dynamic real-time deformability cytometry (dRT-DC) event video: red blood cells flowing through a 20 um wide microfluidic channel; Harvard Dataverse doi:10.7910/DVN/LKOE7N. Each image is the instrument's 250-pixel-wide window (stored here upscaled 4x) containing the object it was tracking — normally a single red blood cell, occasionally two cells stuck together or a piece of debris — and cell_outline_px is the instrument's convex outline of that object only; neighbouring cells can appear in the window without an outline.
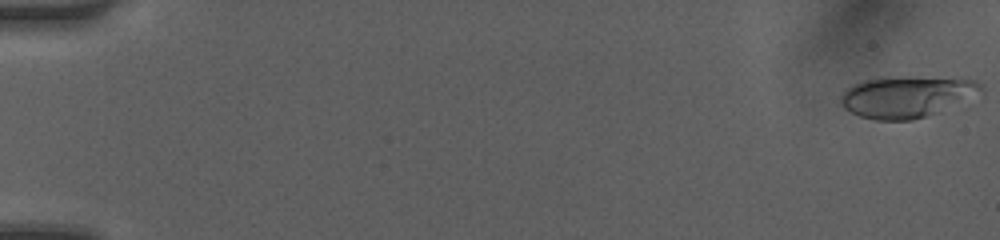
{"species": "human", "species_latin": "Homo sapiens", "temperature_condition": "room temperature", "stored_images_in_passage": 49, "camera_frame_rate_fps": 3000, "um_per_image_px": 0.085, "donor": {"sex": "female"}, "frame": {"image": 1, "passage_image": 1, "time_ms": 0.0, "image_size_px": [1000, 240], "cell_outline_px": [[984, 96], [944, 112], [912, 120], [876, 120], [860, 116], [844, 108], [840, 104], [840, 96], [852, 84], [864, 80], [908, 76], [964, 76], [976, 80], [984, 84]], "centroid_in_image_um": [77.32, 8.2], "position_along_channel_um": 7.7, "area_um2": 35.78}}
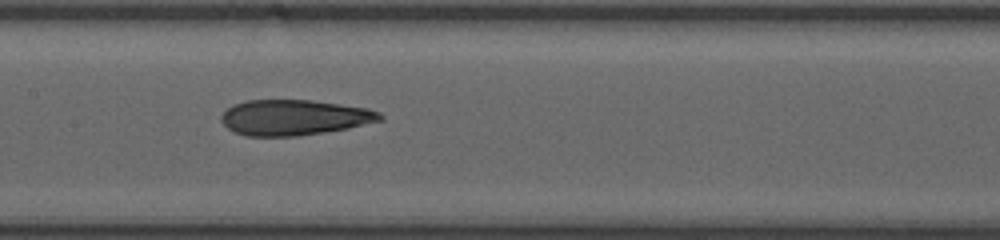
{"frame": {"image": 2, "passage_image": 26, "time_ms": 8.333, "image_size_px": [1000, 240], "cell_outline_px": [[384, 120], [348, 128], [324, 132], [296, 136], [248, 136], [236, 132], [228, 128], [220, 120], [220, 116], [232, 104], [248, 100], [312, 100], [368, 108], [380, 112], [384, 116]], "centroid_in_image_um": [25.03, 9.98], "position_along_channel_um": 182.4, "area_um2": 32.89}}
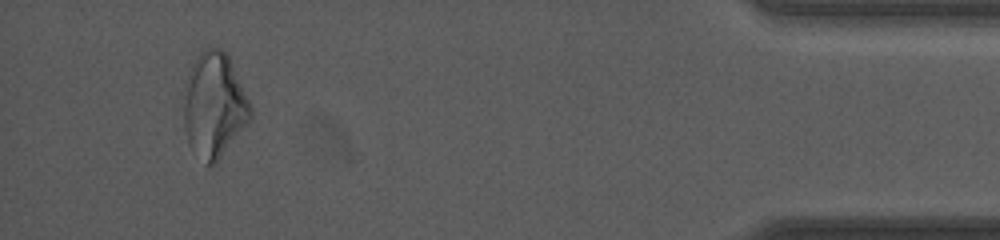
{"frame": {"image": 3, "passage_image": 47, "time_ms": 15.333, "image_size_px": [1000, 240], "cell_outline_px": [[252, 120], [216, 164], [208, 164], [188, 144], [184, 128], [184, 80], [196, 56], [204, 48], [220, 48], [228, 52], [252, 108]], "centroid_in_image_um": [18.22, 8.91], "position_along_channel_um": 417.0, "area_um2": 41.38}, "authors_computed_cell_mechanics": {"area_um2": 33.0038, "velocity_mm_per_s": 4.2246, "shape_relaxation_time_tau1_ms": 7.5048, "shape_relaxation_time_tau2_ms": 2.7247, "deformation_change_tau1": 0.2008, "deformation_change_tau2": 0.1294}}